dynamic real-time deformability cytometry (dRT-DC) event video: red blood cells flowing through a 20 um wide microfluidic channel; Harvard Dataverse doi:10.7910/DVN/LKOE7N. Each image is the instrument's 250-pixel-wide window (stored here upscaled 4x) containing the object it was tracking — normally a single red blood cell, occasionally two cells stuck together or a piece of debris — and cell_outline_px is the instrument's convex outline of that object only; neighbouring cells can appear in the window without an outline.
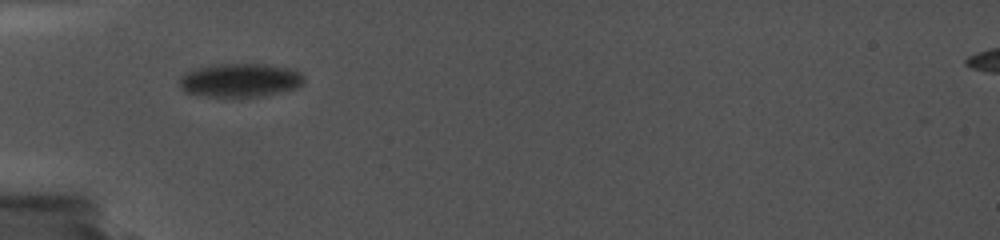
{"species": "common noctule bat (a hibernating species)", "species_latin": "Nyctalus noctula", "temperature_condition": "cold", "stored_images_in_passage": 18, "camera_frame_rate_fps": 5000, "um_per_image_px": 0.085, "animal": {"sex": "female", "body_mass_g": 19.0, "forearm_length_mm": 56.7}, "frame": {"image": 1, "passage_image": 1, "time_ms": 0.0, "image_size_px": [1000, 240], "cell_outline_px": [[304, 84], [300, 88], [264, 96], [204, 96], [184, 92], [180, 88], [176, 80], [184, 72], [196, 68], [220, 64], [264, 64], [288, 68], [300, 72], [304, 76]], "centroid_in_image_um": [20.39, 6.82], "position_along_channel_um": 64.6, "area_um2": 24.74}}
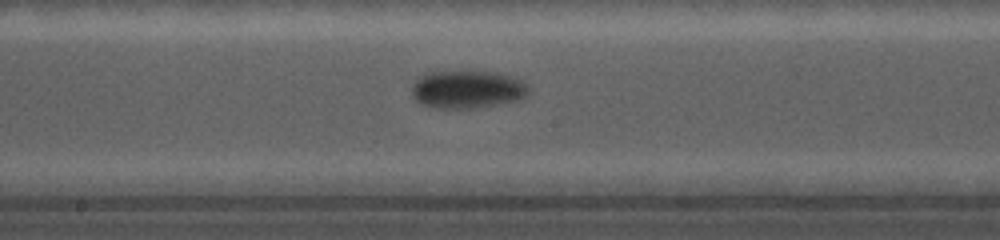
{"frame": {"image": 2, "passage_image": 8, "time_ms": 4.2, "image_size_px": [1000, 240], "cell_outline_px": [[528, 96], [516, 100], [472, 108], [436, 108], [420, 104], [412, 96], [412, 88], [416, 80], [432, 72], [488, 72], [508, 76], [520, 80], [528, 84]], "centroid_in_image_um": [39.71, 7.62], "position_along_channel_um": 208.5, "area_um2": 25.14}}
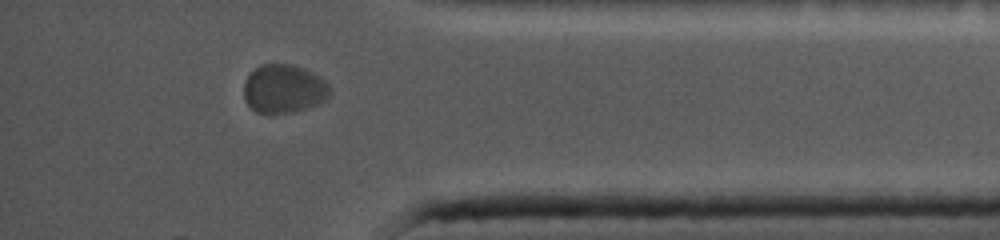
{"frame": {"image": 3, "passage_image": 18, "time_ms": 10.0, "image_size_px": [1000, 240], "cell_outline_px": [[332, 92], [324, 100], [316, 104], [292, 112], [256, 112], [248, 104], [244, 96], [244, 84], [248, 76], [260, 64], [292, 64], [304, 68], [320, 76], [332, 88]], "centroid_in_image_um": [24.15, 7.52], "position_along_channel_um": 411.1, "area_um2": 24.1}}